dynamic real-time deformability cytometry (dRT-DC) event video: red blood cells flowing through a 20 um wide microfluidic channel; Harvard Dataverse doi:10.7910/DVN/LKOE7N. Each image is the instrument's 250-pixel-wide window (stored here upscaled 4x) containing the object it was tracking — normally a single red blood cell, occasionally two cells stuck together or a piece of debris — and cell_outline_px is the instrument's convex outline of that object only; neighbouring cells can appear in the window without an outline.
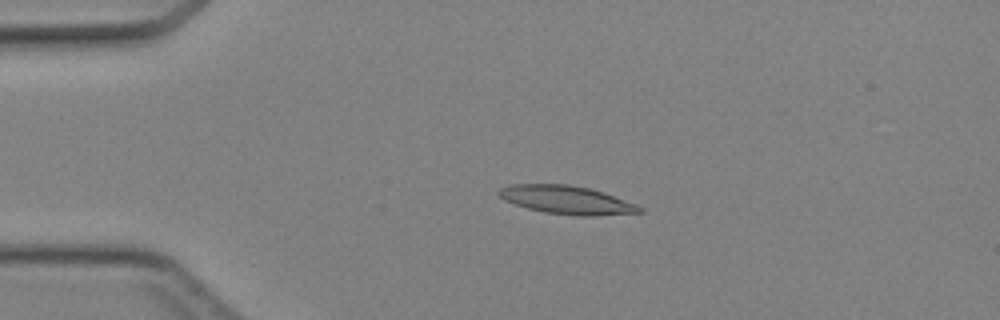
{"species": "Egyptian fruit bat (a non-hibernating species)", "species_latin": "Rousettus aegyptiacus", "temperature_condition": "cold", "stored_images_in_passage": 42, "camera_frame_rate_fps": 3000, "um_per_image_px": 0.085, "animal": {"sex": "female"}, "frame": {"image": 1, "passage_image": 7, "time_ms": 2.0, "image_size_px": [1000, 320], "cell_outline_px": [[644, 212], [592, 216], [576, 216], [544, 212], [528, 208], [504, 200], [496, 192], [500, 188], [512, 184], [568, 184], [588, 188], [604, 192], [636, 204], [644, 208]], "centroid_in_image_um": [48.19, 16.99], "position_along_channel_um": 36.8, "area_um2": 23.24}}
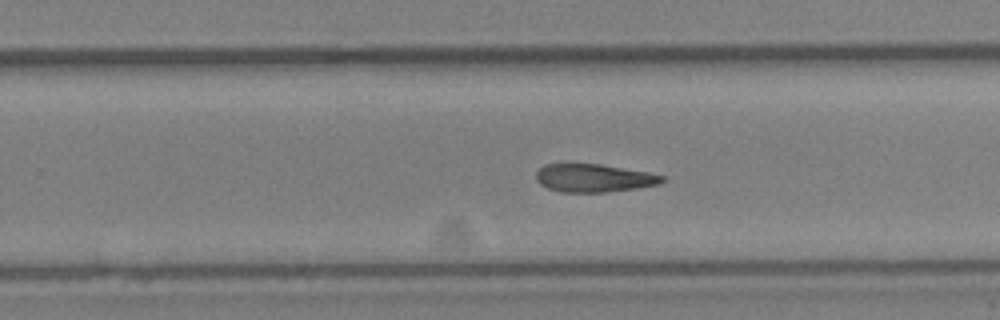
{"frame": {"image": 2, "passage_image": 26, "time_ms": 8.333, "image_size_px": [1000, 320], "cell_outline_px": [[664, 180], [660, 184], [636, 188], [604, 192], [560, 192], [548, 188], [540, 184], [536, 180], [536, 172], [544, 164], [564, 160], [568, 160], [600, 164], [648, 172], [664, 176]], "centroid_in_image_um": [50.38, 15.08], "position_along_channel_um": 279.4, "area_um2": 21.39}}
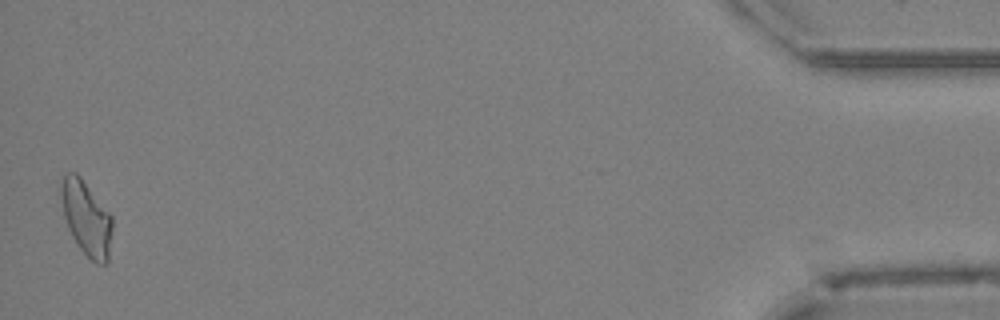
{"frame": {"image": 3, "passage_image": 42, "time_ms": 13.667, "image_size_px": [1000, 320], "cell_outline_px": [[112, 228], [108, 264], [96, 264], [80, 248], [72, 236], [68, 228], [64, 216], [60, 196], [60, 184], [64, 176], [68, 172], [76, 172], [80, 176], [112, 216]], "centroid_in_image_um": [7.34, 18.54], "position_along_channel_um": 427.9, "area_um2": 22.14}}